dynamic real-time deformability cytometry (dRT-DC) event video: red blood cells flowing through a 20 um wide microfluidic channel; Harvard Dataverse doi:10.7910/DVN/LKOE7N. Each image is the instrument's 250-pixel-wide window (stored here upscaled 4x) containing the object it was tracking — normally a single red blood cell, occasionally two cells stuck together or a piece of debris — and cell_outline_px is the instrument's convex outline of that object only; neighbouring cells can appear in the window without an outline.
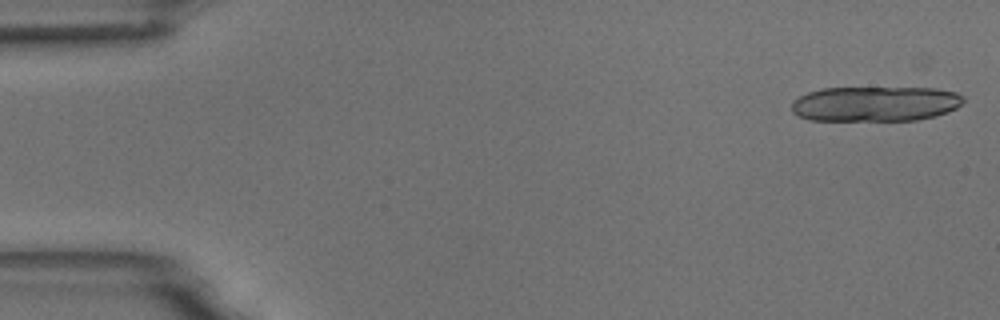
{"species": "common noctule bat (a hibernating species)", "species_latin": "Nyctalus noctula", "temperature_condition": "room temperature", "stored_images_in_passage": 17, "camera_frame_rate_fps": 3000, "um_per_image_px": 0.085, "animal": {"sex": "male", "body_mass_g": 18.8}, "frame": {"image": 1, "passage_image": 1, "time_ms": 0.0, "image_size_px": [1000, 320], "cell_outline_px": [[964, 100], [956, 108], [948, 112], [936, 116], [916, 120], [808, 120], [792, 112], [792, 100], [808, 92], [824, 88], [936, 88], [956, 92], [964, 96]], "centroid_in_image_um": [74.41, 8.82], "position_along_channel_um": 10.6, "area_um2": 35.2}}